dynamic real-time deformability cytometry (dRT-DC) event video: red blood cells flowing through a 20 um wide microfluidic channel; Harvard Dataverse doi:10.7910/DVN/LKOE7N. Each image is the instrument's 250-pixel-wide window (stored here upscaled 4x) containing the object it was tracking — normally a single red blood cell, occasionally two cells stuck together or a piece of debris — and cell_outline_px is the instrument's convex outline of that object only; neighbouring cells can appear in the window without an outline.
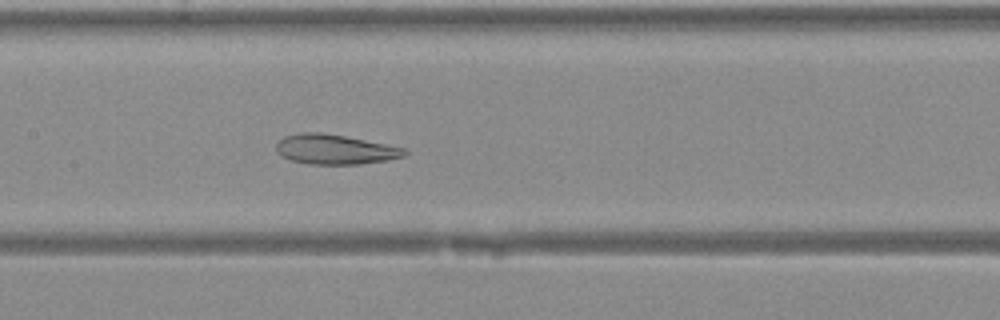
{"species": "Egyptian fruit bat (a non-hibernating species)", "species_latin": "Rousettus aegyptiacus", "temperature_condition": "warm", "stored_images_in_passage": 43, "camera_frame_rate_fps": 3000, "um_per_image_px": 0.085, "animal": {"sex": "female"}, "frame": {"image": 1, "passage_image": 22, "time_ms": 7.0, "image_size_px": [1000, 320], "cell_outline_px": [[408, 152], [404, 156], [384, 160], [360, 164], [308, 164], [292, 160], [280, 156], [276, 152], [276, 144], [284, 136], [304, 132], [324, 132], [408, 148]], "centroid_in_image_um": [28.47, 12.69], "position_along_channel_um": 178.9, "area_um2": 22.37}}
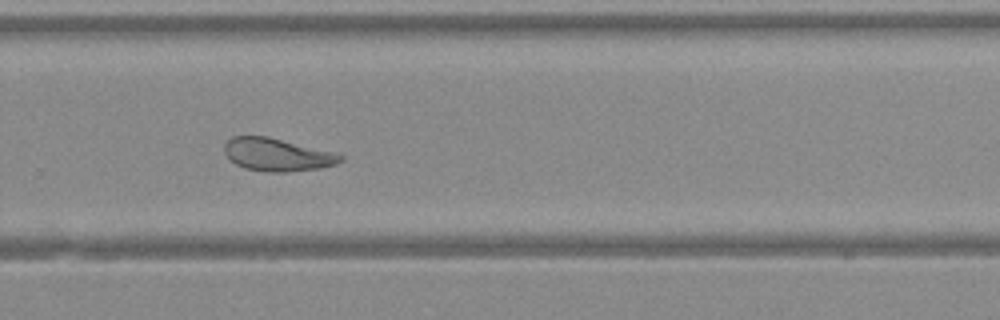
{"frame": {"image": 2, "passage_image": 30, "time_ms": 9.667, "image_size_px": [1000, 320], "cell_outline_px": [[344, 160], [336, 164], [320, 168], [288, 172], [268, 172], [244, 168], [236, 164], [224, 152], [224, 144], [232, 136], [268, 136], [336, 152], [344, 156]], "centroid_in_image_um": [23.6, 13.14], "position_along_channel_um": 306.2, "area_um2": 22.37}}
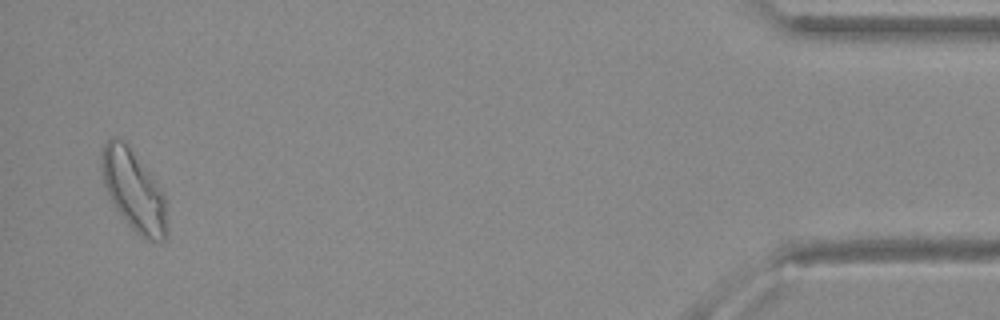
{"frame": {"image": 3, "passage_image": 42, "time_ms": 13.667, "image_size_px": [1000, 320], "cell_outline_px": [[168, 232], [164, 240], [160, 244], [148, 240], [140, 236], [128, 224], [116, 208], [108, 196], [104, 184], [100, 164], [100, 152], [104, 144], [108, 140], [124, 140], [128, 144], [156, 180], [164, 196]], "centroid_in_image_um": [11.37, 16.22], "position_along_channel_um": 423.8, "area_um2": 30.92}}